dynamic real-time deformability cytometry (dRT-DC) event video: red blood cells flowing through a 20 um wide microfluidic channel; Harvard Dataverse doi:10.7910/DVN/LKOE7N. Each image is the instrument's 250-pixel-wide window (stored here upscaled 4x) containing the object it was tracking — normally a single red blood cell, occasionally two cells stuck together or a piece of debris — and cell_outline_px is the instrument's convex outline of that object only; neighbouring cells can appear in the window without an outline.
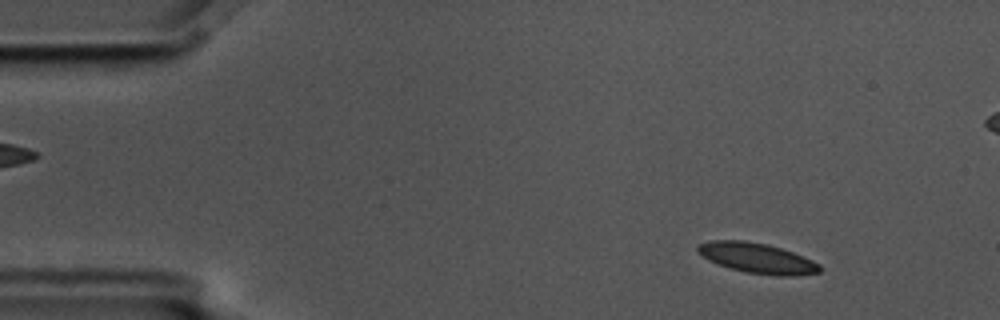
{"species": "common noctule bat (a hibernating species)", "species_latin": "Nyctalus noctula", "temperature_condition": "cold", "stored_images_in_passage": 8, "camera_frame_rate_fps": 3000, "um_per_image_px": 0.085, "animal": {"sex": "male", "body_mass_g": 17.5, "forearm_length_mm": 52.3}, "frame": {"image": 1, "passage_image": 2, "time_ms": 0.333, "image_size_px": [1000, 320], "cell_outline_px": [[820, 272], [792, 276], [776, 276], [744, 272], [728, 268], [716, 264], [708, 260], [696, 248], [696, 244], [708, 240], [744, 240], [768, 244], [804, 256], [820, 264]], "centroid_in_image_um": [64.33, 21.94], "position_along_channel_um": 20.7, "area_um2": 21.68}}